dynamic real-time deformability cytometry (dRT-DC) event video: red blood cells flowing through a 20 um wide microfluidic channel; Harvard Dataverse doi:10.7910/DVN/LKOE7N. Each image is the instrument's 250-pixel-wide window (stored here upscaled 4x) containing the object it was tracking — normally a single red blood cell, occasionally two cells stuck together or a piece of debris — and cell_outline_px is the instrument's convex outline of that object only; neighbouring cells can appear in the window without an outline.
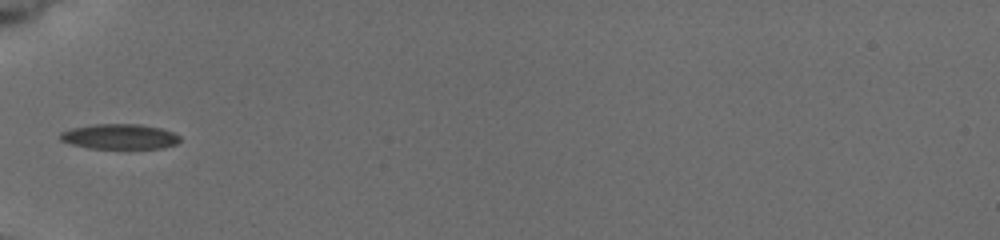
{"species": "common noctule bat (a hibernating species)", "species_latin": "Nyctalus noctula", "temperature_condition": "cold", "stored_images_in_passage": 8, "segment_of_instrument_passage": [2, 2], "camera_frame_rate_fps": 3000, "um_per_image_px": 0.085, "animal": {"sex": "female", "body_mass_g": 19.5, "forearm_length_mm": 54.1}, "frame": {"image": 1, "passage_image": 7, "time_ms": 6.667, "image_size_px": [1000, 240], "cell_outline_px": [[180, 140], [176, 144], [164, 148], [88, 148], [72, 144], [60, 140], [60, 132], [72, 128], [96, 124], [140, 124], [160, 128], [172, 132], [180, 136]], "centroid_in_image_um": [10.18, 11.61], "position_along_channel_um": 74.8, "area_um2": 17.46}}